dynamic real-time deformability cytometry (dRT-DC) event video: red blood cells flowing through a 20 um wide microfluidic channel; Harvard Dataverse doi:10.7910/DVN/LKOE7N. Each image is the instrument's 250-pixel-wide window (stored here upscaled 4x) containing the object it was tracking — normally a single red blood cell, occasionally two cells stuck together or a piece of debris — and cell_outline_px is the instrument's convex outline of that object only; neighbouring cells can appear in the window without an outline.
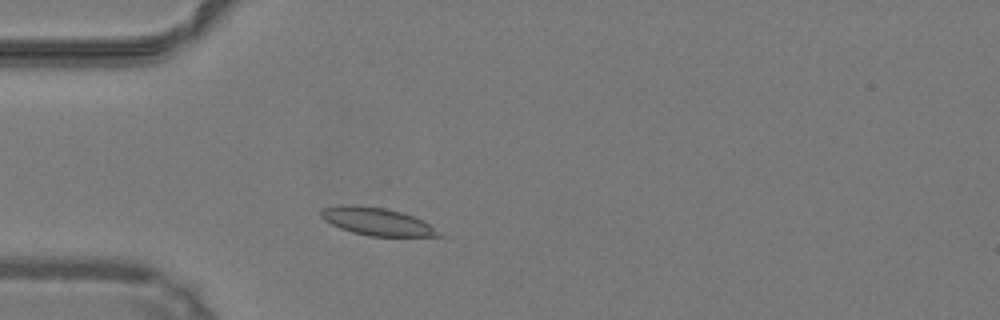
{"species": "common noctule bat (a hibernating species)", "species_latin": "Nyctalus noctula", "temperature_condition": "warm", "stored_images_in_passage": 29, "camera_frame_rate_fps": 3000, "um_per_image_px": 0.085, "animal": {"sex": "male", "body_mass_g": 19.2, "forearm_length_mm": 51.8}, "frame": {"image": 1, "passage_image": 9, "time_ms": 2.667, "image_size_px": [1000, 320], "cell_outline_px": [[440, 236], [368, 236], [352, 232], [340, 228], [324, 220], [320, 216], [320, 208], [344, 204], [356, 204], [384, 208], [400, 212], [424, 220]], "centroid_in_image_um": [31.92, 18.8], "position_along_channel_um": 53.1, "area_um2": 18.79}}
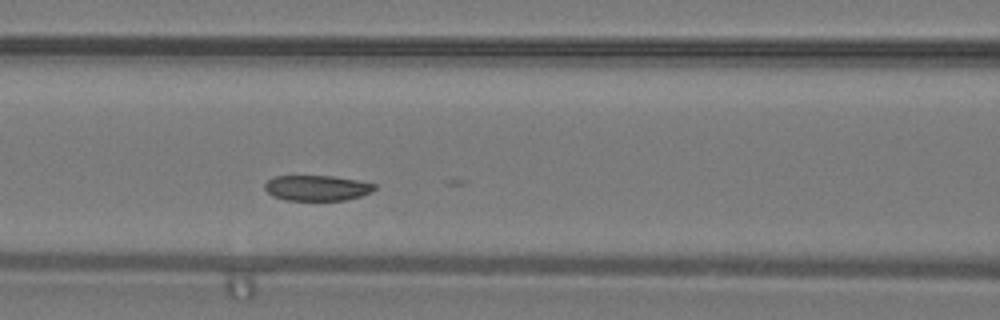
{"frame": {"image": 2, "passage_image": 16, "time_ms": 5.0, "image_size_px": [1000, 320], "cell_outline_px": [[376, 188], [372, 192], [360, 196], [344, 200], [284, 200], [272, 196], [264, 188], [264, 184], [272, 176], [332, 176], [360, 180], [376, 184]], "centroid_in_image_um": [26.94, 15.97], "position_along_channel_um": 139.7, "area_um2": 16.42}}
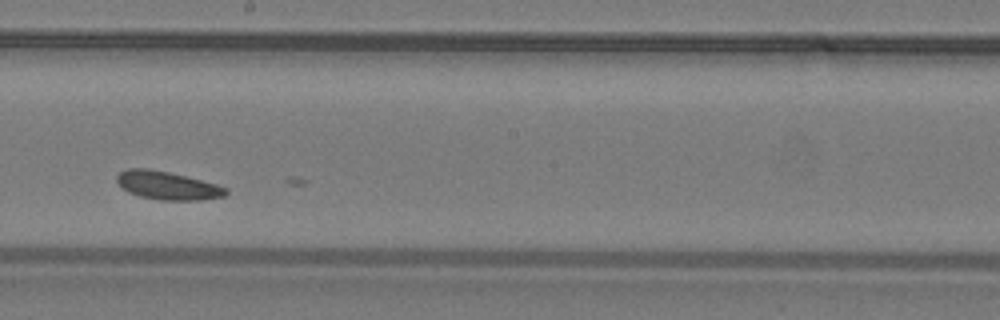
{"frame": {"image": 3, "passage_image": 23, "time_ms": 7.333, "image_size_px": [1000, 320], "cell_outline_px": [[228, 192], [224, 196], [200, 200], [160, 200], [140, 196], [128, 192], [120, 188], [116, 180], [116, 176], [120, 172], [128, 168], [148, 168], [168, 172], [216, 184], [228, 188]], "centroid_in_image_um": [14.19, 15.77], "position_along_channel_um": 234.0, "area_um2": 17.92}}